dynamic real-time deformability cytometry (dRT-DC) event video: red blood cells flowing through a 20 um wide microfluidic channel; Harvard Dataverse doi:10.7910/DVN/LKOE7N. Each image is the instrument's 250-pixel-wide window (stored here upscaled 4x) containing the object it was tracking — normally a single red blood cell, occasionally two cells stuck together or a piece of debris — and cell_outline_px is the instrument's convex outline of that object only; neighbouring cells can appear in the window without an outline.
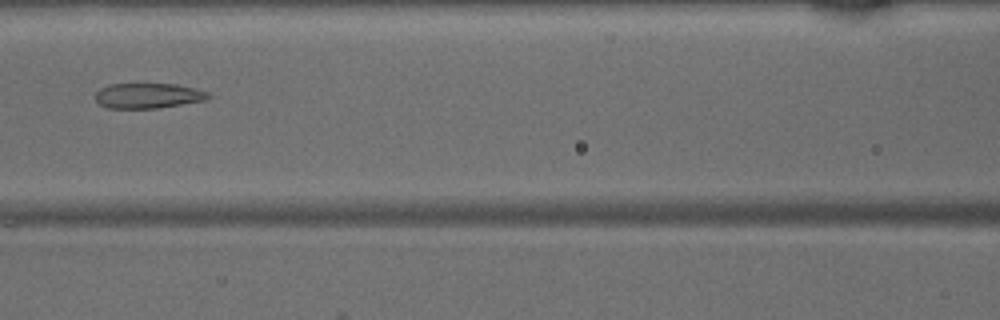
{"species": "common noctule bat (a hibernating species)", "species_latin": "Nyctalus noctula", "temperature_condition": "warm", "stored_images_in_passage": 30, "segment_of_instrument_passage": [1, 2], "camera_frame_rate_fps": 3000, "um_per_image_px": 0.085, "animal": {"sex": "male", "body_mass_g": 15.6}, "frame": {"image": 1, "passage_image": 9, "time_ms": 2.667, "image_size_px": [1000, 320], "cell_outline_px": [[212, 96], [204, 100], [156, 108], [108, 108], [100, 104], [96, 100], [96, 92], [100, 88], [108, 84], [176, 84], [196, 88], [208, 92]], "centroid_in_image_um": [12.58, 8.12], "position_along_channel_um": 154.0, "area_um2": 16.47}}
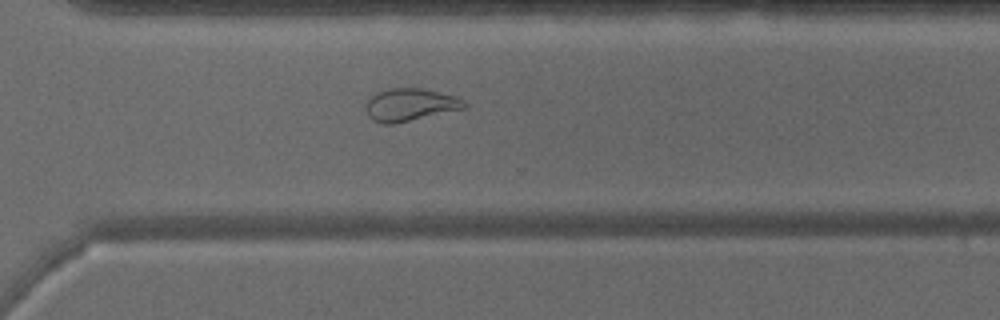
{"frame": {"image": 2, "passage_image": 22, "time_ms": 7.0, "image_size_px": [1000, 320], "cell_outline_px": [[468, 108], [392, 124], [384, 124], [372, 120], [368, 116], [364, 108], [364, 104], [376, 92], [388, 88], [420, 88], [456, 96], [464, 100], [468, 104]], "centroid_in_image_um": [34.85, 8.9], "position_along_channel_um": 335.7, "area_um2": 18.9}}
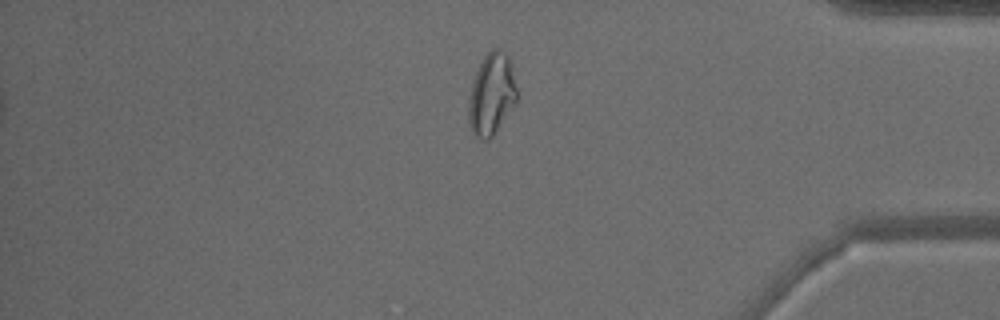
{"frame": {"image": 3, "passage_image": 28, "time_ms": 9.0, "image_size_px": [1000, 320], "cell_outline_px": [[516, 104], [492, 136], [488, 140], [484, 140], [476, 136], [472, 132], [468, 120], [468, 100], [472, 84], [476, 72], [484, 56], [492, 48], [500, 48], [512, 60], [516, 88]], "centroid_in_image_um": [41.79, 7.99], "position_along_channel_um": 393.4, "area_um2": 23.12}}